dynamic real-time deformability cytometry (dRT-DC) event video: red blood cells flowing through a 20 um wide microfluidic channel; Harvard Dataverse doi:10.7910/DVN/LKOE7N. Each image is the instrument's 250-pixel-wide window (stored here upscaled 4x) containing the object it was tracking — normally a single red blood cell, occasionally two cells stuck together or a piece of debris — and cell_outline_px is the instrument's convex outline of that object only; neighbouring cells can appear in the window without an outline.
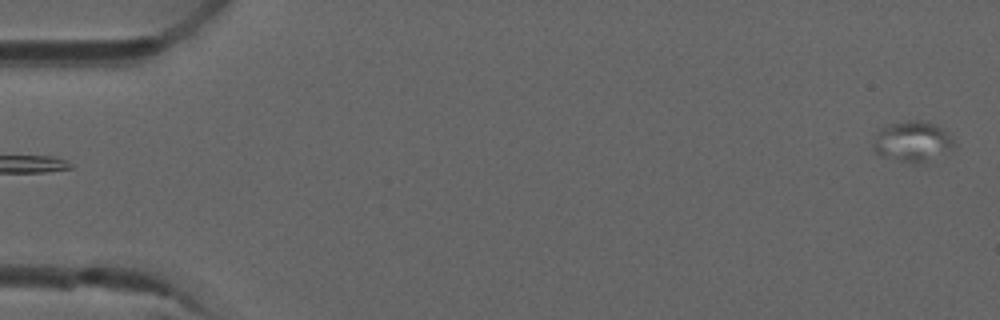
{"species": "common noctule bat (a hibernating species)", "species_latin": "Nyctalus noctula", "temperature_condition": "room temperature", "stored_images_in_passage": 45, "camera_frame_rate_fps": 3000, "um_per_image_px": 0.085, "animal": {"sex": "male", "forearm_length_mm": 52.5}, "frame": {"image": 1, "passage_image": 3, "time_ms": 0.667, "image_size_px": [1000, 320], "cell_outline_px": [[952, 144], [924, 160], [900, 160], [880, 156], [876, 152], [872, 144], [876, 132], [880, 128], [892, 124], [912, 120], [928, 120], [940, 128], [952, 140]], "centroid_in_image_um": [77.39, 11.94], "position_along_channel_um": 7.6, "area_um2": 17.51}}
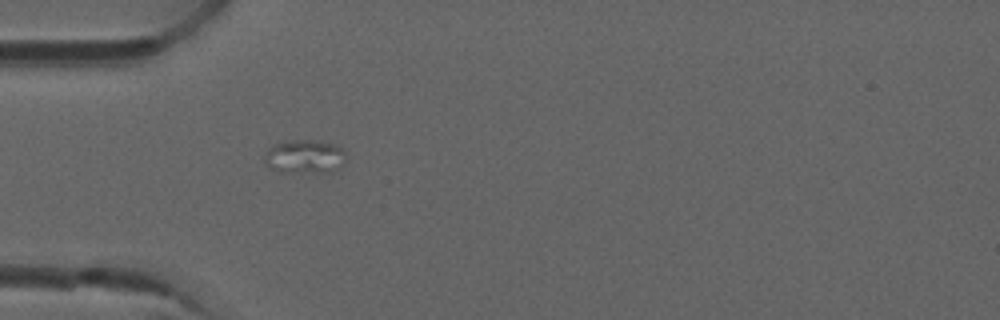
{"frame": {"image": 2, "passage_image": 18, "time_ms": 5.667, "image_size_px": [1000, 320], "cell_outline_px": [[344, 160], [332, 172], [280, 172], [272, 168], [264, 160], [264, 156], [268, 148], [276, 144], [296, 140], [308, 140], [332, 144], [340, 148], [344, 152]], "centroid_in_image_um": [25.86, 13.32], "position_along_channel_um": 59.1, "area_um2": 15.43}}